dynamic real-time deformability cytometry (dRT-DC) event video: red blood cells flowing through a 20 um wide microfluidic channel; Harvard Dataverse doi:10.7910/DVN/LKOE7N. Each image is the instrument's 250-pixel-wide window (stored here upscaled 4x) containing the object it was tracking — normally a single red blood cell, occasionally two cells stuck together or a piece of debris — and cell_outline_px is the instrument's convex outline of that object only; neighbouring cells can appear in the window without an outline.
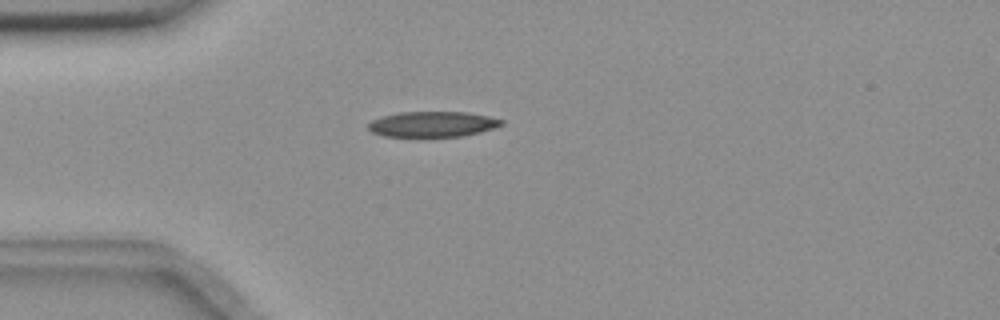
{"species": "common noctule bat (a hibernating species)", "species_latin": "Nyctalus noctula", "temperature_condition": "room temperature", "stored_images_in_passage": 1, "camera_frame_rate_fps": 3000, "um_per_image_px": 0.085, "animal": {"sex": "female", "body_mass_g": 18.4}, "frame": {"image": 1, "passage_image": 1, "time_ms": 0.0, "image_size_px": [1000, 320], "cell_outline_px": [[504, 124], [480, 132], [460, 136], [420, 140], [384, 136], [372, 132], [368, 128], [368, 124], [372, 120], [384, 116], [400, 112], [468, 112], [488, 116], [504, 120]], "centroid_in_image_um": [36.73, 10.61], "position_along_channel_um": 48.3, "area_um2": 20.63}}